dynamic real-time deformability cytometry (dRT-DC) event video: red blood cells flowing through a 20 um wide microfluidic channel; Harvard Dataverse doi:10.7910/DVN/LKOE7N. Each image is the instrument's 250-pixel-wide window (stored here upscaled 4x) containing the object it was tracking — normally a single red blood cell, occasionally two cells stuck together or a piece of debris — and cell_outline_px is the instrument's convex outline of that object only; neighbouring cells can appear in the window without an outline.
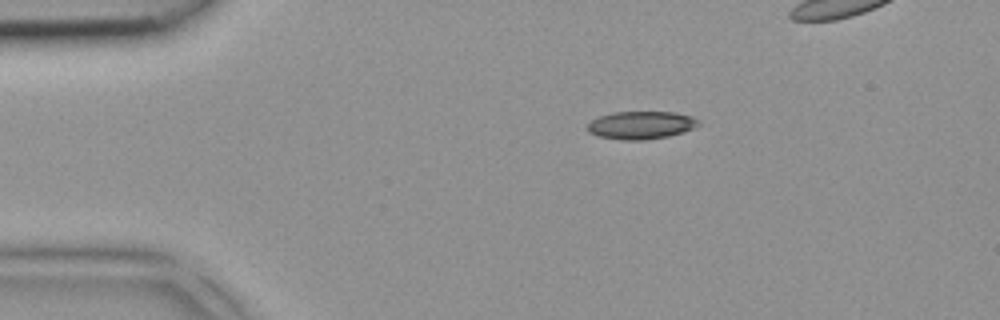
{"species": "common noctule bat (a hibernating species)", "species_latin": "Nyctalus noctula", "temperature_condition": "room temperature", "stored_images_in_passage": 5, "camera_frame_rate_fps": 3000, "um_per_image_px": 0.085, "animal": {"sex": "female", "body_mass_g": 18.4}, "frame": {"image": 1, "passage_image": 5, "time_ms": 1.333, "image_size_px": [1000, 320], "cell_outline_px": [[700, 124], [696, 128], [684, 132], [668, 136], [644, 140], [624, 140], [596, 136], [588, 132], [588, 124], [592, 120], [600, 116], [612, 112], [672, 112], [692, 116], [700, 120]], "centroid_in_image_um": [54.52, 10.64], "position_along_channel_um": 30.5, "area_um2": 18.15}}